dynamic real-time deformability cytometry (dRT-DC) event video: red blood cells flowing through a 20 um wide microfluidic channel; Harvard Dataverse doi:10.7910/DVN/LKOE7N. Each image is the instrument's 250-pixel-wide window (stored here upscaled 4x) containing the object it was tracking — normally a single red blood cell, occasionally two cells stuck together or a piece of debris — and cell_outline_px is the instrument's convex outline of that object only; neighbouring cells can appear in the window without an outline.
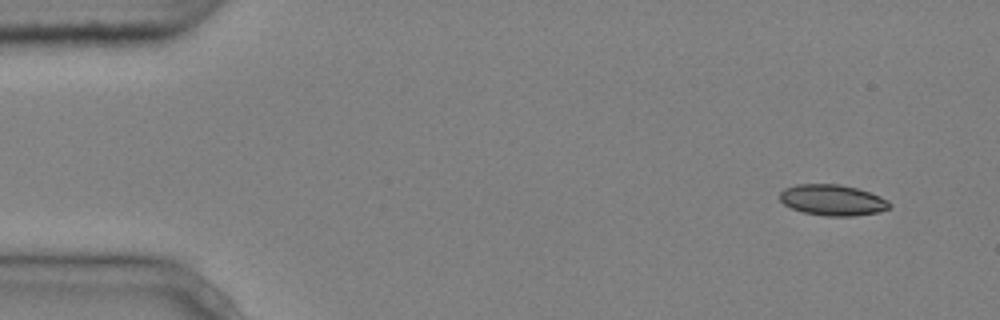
{"species": "common noctule bat (a hibernating species)", "species_latin": "Nyctalus noctula", "temperature_condition": "cold", "stored_images_in_passage": 4, "camera_frame_rate_fps": 3000, "um_per_image_px": 0.085, "animal": {"sex": "male", "body_mass_g": 20.4}, "frame": {"image": 1, "passage_image": 1, "time_ms": 0.0, "image_size_px": [1000, 320], "cell_outline_px": [[892, 208], [880, 212], [852, 216], [824, 216], [804, 212], [792, 208], [784, 204], [780, 200], [780, 192], [784, 188], [796, 184], [840, 184], [856, 188], [880, 196], [888, 200], [892, 204]], "centroid_in_image_um": [70.79, 17.01], "position_along_channel_um": 14.2, "area_um2": 19.88}}
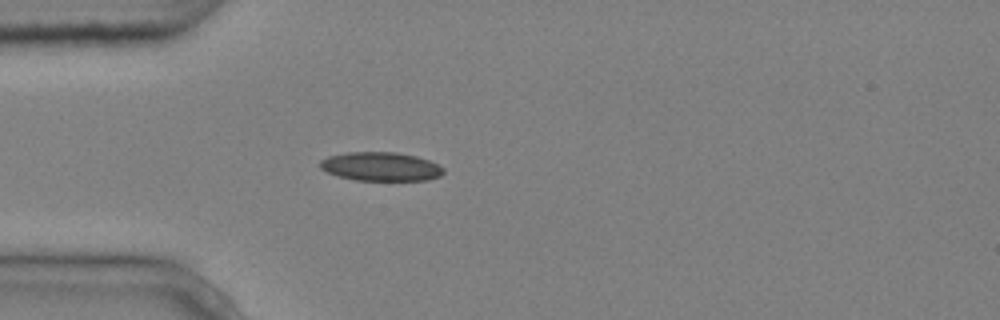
{"frame": {"image": 2, "passage_image": 4, "time_ms": 1.0, "image_size_px": [1000, 320], "cell_outline_px": [[444, 172], [440, 176], [428, 180], [356, 180], [336, 176], [320, 168], [320, 160], [328, 156], [348, 152], [396, 152], [416, 156], [428, 160], [444, 168]], "centroid_in_image_um": [32.35, 14.15], "position_along_channel_um": 52.6, "area_um2": 20.69}}